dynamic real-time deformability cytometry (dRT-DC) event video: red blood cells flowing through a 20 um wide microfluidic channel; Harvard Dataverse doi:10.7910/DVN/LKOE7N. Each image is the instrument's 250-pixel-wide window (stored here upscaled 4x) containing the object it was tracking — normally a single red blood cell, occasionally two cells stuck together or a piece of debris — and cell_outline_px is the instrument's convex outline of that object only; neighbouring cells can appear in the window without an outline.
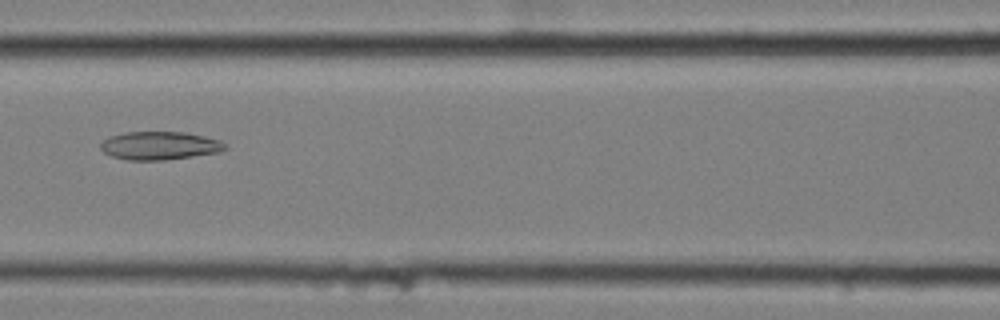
{"species": "common noctule bat (a hibernating species)", "species_latin": "Nyctalus noctula", "temperature_condition": "cold", "stored_images_in_passage": 10, "camera_frame_rate_fps": 3000, "um_per_image_px": 0.085, "animal": {"sex": "female", "body_mass_g": 25.1}, "frame": {"image": 1, "passage_image": 7, "time_ms": 2.0, "image_size_px": [1000, 320], "cell_outline_px": [[228, 148], [220, 152], [164, 160], [128, 160], [112, 156], [104, 152], [100, 148], [100, 144], [104, 140], [112, 136], [124, 132], [184, 132], [204, 136], [220, 140], [228, 144]], "centroid_in_image_um": [13.61, 12.38], "position_along_channel_um": 153.0, "area_um2": 20.46}}
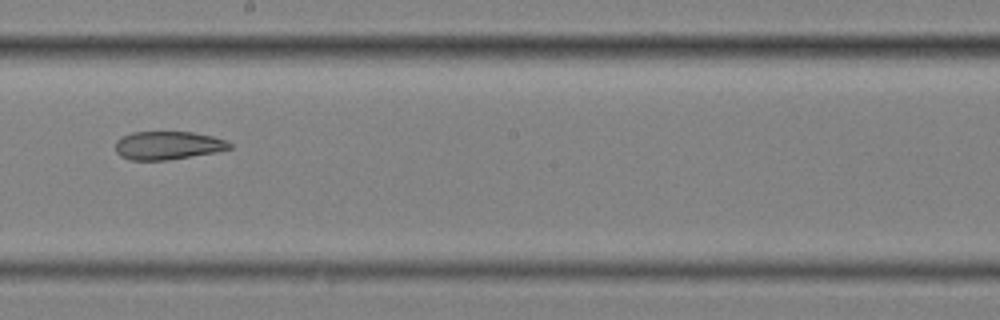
{"frame": {"image": 2, "passage_image": 9, "time_ms": 2.667, "image_size_px": [1000, 320], "cell_outline_px": [[232, 148], [216, 152], [168, 160], [132, 160], [120, 156], [116, 152], [116, 140], [132, 132], [192, 132], [212, 136], [224, 140], [232, 144]], "centroid_in_image_um": [14.27, 12.36], "position_along_channel_um": 233.9, "area_um2": 18.73}}
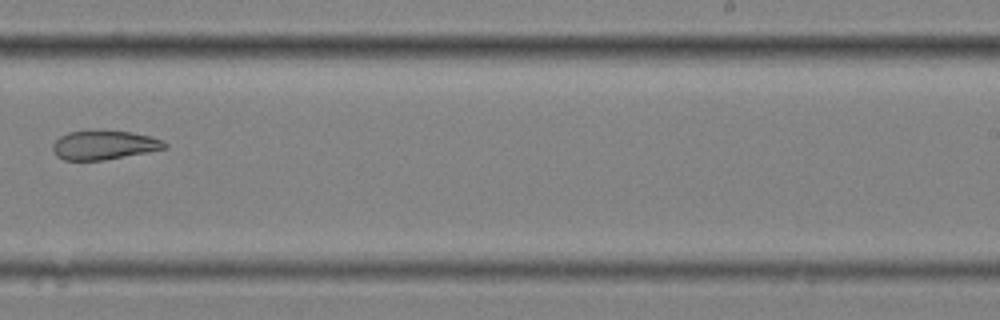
{"frame": {"image": 3, "passage_image": 10, "time_ms": 3.0, "image_size_px": [1000, 320], "cell_outline_px": [[168, 148], [148, 152], [104, 160], [64, 160], [56, 156], [52, 148], [52, 144], [60, 136], [68, 132], [132, 132], [148, 136], [160, 140], [168, 144]], "centroid_in_image_um": [8.83, 12.36], "position_along_channel_um": 280.2, "area_um2": 18.5}}